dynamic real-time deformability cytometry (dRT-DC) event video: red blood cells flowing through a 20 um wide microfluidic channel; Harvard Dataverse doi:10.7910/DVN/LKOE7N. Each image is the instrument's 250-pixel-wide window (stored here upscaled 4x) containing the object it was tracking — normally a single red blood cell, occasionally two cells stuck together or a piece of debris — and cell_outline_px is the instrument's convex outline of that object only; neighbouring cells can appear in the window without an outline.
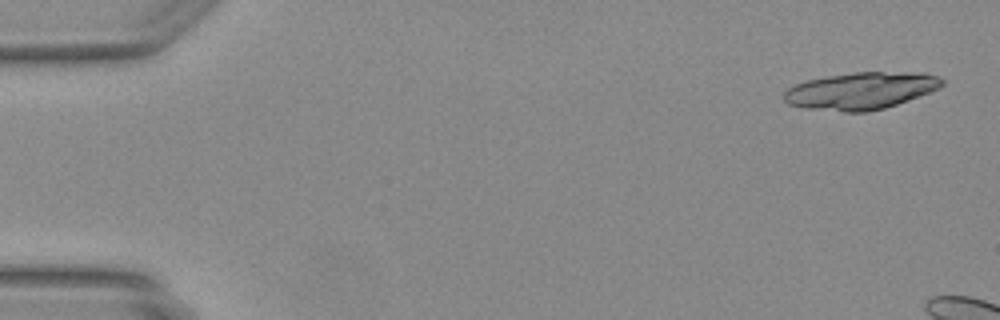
{"species": "Egyptian fruit bat (a non-hibernating species)", "species_latin": "Rousettus aegyptiacus", "temperature_condition": "warm", "stored_images_in_passage": 7, "camera_frame_rate_fps": 3000, "um_per_image_px": 0.085, "animal": {"sex": "female"}, "frame": {"image": 1, "passage_image": 1, "time_ms": 0.0, "image_size_px": [1000, 320], "cell_outline_px": [[944, 84], [940, 88], [908, 100], [884, 108], [868, 112], [844, 112], [804, 108], [788, 104], [784, 100], [784, 92], [788, 88], [796, 84], [808, 80], [828, 76], [856, 72], [924, 72], [940, 76], [944, 80]], "centroid_in_image_um": [73.21, 7.71], "position_along_channel_um": 11.8, "area_um2": 34.28}}